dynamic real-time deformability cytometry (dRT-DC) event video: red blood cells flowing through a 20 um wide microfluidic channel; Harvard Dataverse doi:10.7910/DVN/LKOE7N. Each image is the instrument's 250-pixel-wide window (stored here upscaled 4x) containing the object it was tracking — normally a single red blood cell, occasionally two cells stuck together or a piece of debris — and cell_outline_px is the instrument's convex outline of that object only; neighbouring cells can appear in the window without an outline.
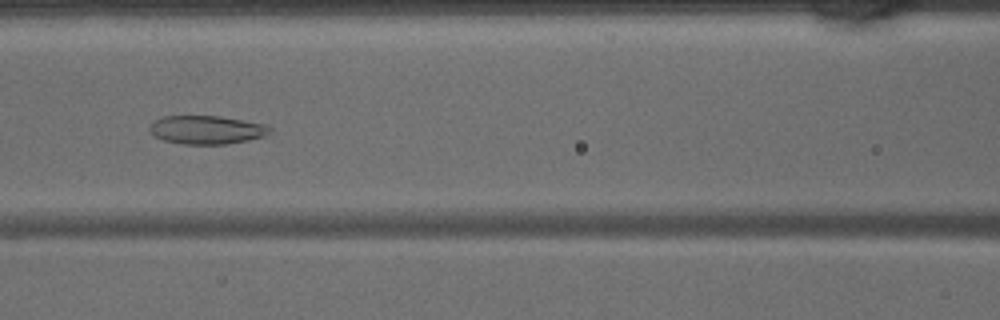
{"species": "common noctule bat (a hibernating species)", "species_latin": "Nyctalus noctula", "temperature_condition": "warm", "stored_images_in_passage": 32, "segment_of_instrument_passage": [1, 2], "camera_frame_rate_fps": 3000, "um_per_image_px": 0.085, "animal": {"sex": "male", "body_mass_g": 15.6}, "frame": {"image": 1, "passage_image": 6, "time_ms": 1.667, "image_size_px": [1000, 320], "cell_outline_px": [[272, 128], [264, 136], [248, 140], [224, 144], [184, 144], [164, 140], [152, 136], [148, 128], [156, 120], [164, 116], [220, 116], [244, 120], [264, 124]], "centroid_in_image_um": [17.54, 11.03], "position_along_channel_um": 149.1, "area_um2": 19.83}}
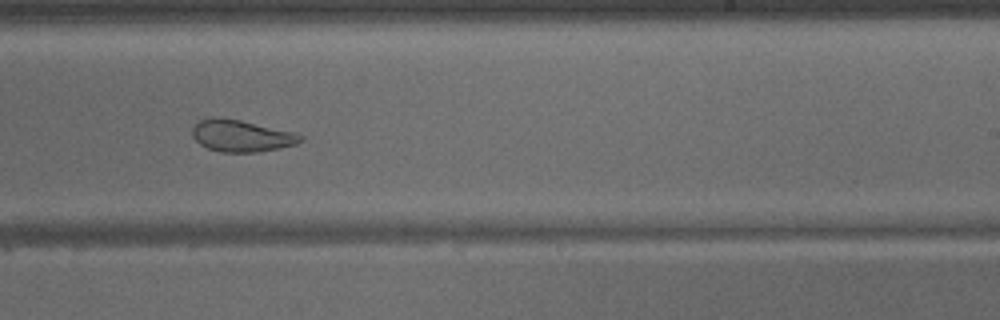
{"frame": {"image": 2, "passage_image": 14, "time_ms": 4.333, "image_size_px": [1000, 320], "cell_outline_px": [[304, 140], [296, 144], [280, 148], [256, 152], [220, 152], [208, 148], [200, 144], [192, 136], [192, 128], [200, 120], [212, 116], [220, 116], [240, 120], [292, 132], [304, 136]], "centroid_in_image_um": [20.49, 11.54], "position_along_channel_um": 268.5, "area_um2": 20.06}}
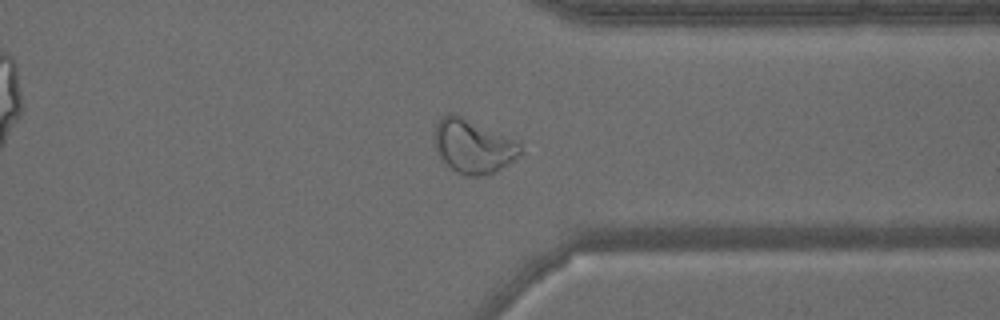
{"frame": {"image": 3, "passage_image": 21, "time_ms": 6.667, "image_size_px": [1000, 320], "cell_outline_px": [[524, 152], [508, 164], [496, 172], [484, 176], [468, 176], [456, 172], [440, 156], [436, 148], [436, 124], [440, 116], [448, 112], [460, 116], [520, 140]], "centroid_in_image_um": [40.3, 12.43], "position_along_channel_um": 371.1, "area_um2": 27.05}}